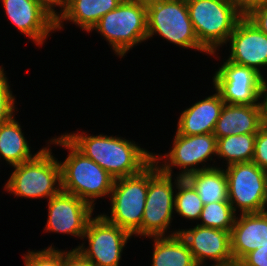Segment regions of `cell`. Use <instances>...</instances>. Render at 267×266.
<instances>
[{"label": "cell", "mask_w": 267, "mask_h": 266, "mask_svg": "<svg viewBox=\"0 0 267 266\" xmlns=\"http://www.w3.org/2000/svg\"><path fill=\"white\" fill-rule=\"evenodd\" d=\"M62 135L115 179L137 175L153 162V153L123 137L84 132Z\"/></svg>", "instance_id": "cell-1"}, {"label": "cell", "mask_w": 267, "mask_h": 266, "mask_svg": "<svg viewBox=\"0 0 267 266\" xmlns=\"http://www.w3.org/2000/svg\"><path fill=\"white\" fill-rule=\"evenodd\" d=\"M49 141L69 150L67 158L59 162L62 191L79 197L93 208L96 198L110 196L115 182L114 177L96 162L84 156L63 135Z\"/></svg>", "instance_id": "cell-2"}, {"label": "cell", "mask_w": 267, "mask_h": 266, "mask_svg": "<svg viewBox=\"0 0 267 266\" xmlns=\"http://www.w3.org/2000/svg\"><path fill=\"white\" fill-rule=\"evenodd\" d=\"M92 30L105 38L117 56L124 57L134 46L147 40L146 0H123L89 32Z\"/></svg>", "instance_id": "cell-3"}, {"label": "cell", "mask_w": 267, "mask_h": 266, "mask_svg": "<svg viewBox=\"0 0 267 266\" xmlns=\"http://www.w3.org/2000/svg\"><path fill=\"white\" fill-rule=\"evenodd\" d=\"M4 188L15 196L24 198H48L62 191L61 167L48 147L31 160L13 166Z\"/></svg>", "instance_id": "cell-4"}, {"label": "cell", "mask_w": 267, "mask_h": 266, "mask_svg": "<svg viewBox=\"0 0 267 266\" xmlns=\"http://www.w3.org/2000/svg\"><path fill=\"white\" fill-rule=\"evenodd\" d=\"M186 4L199 43L210 56L216 55L243 16L227 0H186Z\"/></svg>", "instance_id": "cell-5"}, {"label": "cell", "mask_w": 267, "mask_h": 266, "mask_svg": "<svg viewBox=\"0 0 267 266\" xmlns=\"http://www.w3.org/2000/svg\"><path fill=\"white\" fill-rule=\"evenodd\" d=\"M147 39L158 34L182 48L210 53L199 43L186 0H146Z\"/></svg>", "instance_id": "cell-6"}, {"label": "cell", "mask_w": 267, "mask_h": 266, "mask_svg": "<svg viewBox=\"0 0 267 266\" xmlns=\"http://www.w3.org/2000/svg\"><path fill=\"white\" fill-rule=\"evenodd\" d=\"M150 181V165L141 173L115 179L110 194V216L101 214L107 221L141 236V222Z\"/></svg>", "instance_id": "cell-7"}, {"label": "cell", "mask_w": 267, "mask_h": 266, "mask_svg": "<svg viewBox=\"0 0 267 266\" xmlns=\"http://www.w3.org/2000/svg\"><path fill=\"white\" fill-rule=\"evenodd\" d=\"M172 176L162 172L153 161L150 164V181L148 183L145 209L141 222V236H166L174 212V185ZM175 183V184H173Z\"/></svg>", "instance_id": "cell-8"}, {"label": "cell", "mask_w": 267, "mask_h": 266, "mask_svg": "<svg viewBox=\"0 0 267 266\" xmlns=\"http://www.w3.org/2000/svg\"><path fill=\"white\" fill-rule=\"evenodd\" d=\"M212 78L225 104L265 105L267 81L253 68L226 59Z\"/></svg>", "instance_id": "cell-9"}, {"label": "cell", "mask_w": 267, "mask_h": 266, "mask_svg": "<svg viewBox=\"0 0 267 266\" xmlns=\"http://www.w3.org/2000/svg\"><path fill=\"white\" fill-rule=\"evenodd\" d=\"M172 149L164 155L165 160L160 164L159 160H163L162 155L153 154V161L158 168L169 175H172V167L181 168V172L177 174L180 178L187 175L215 168L217 166H206L205 163L212 160L216 154L217 139L213 133L200 135H181L175 132ZM205 162V163H204ZM159 163V164H158ZM204 165H203V164ZM201 164L202 167L197 165Z\"/></svg>", "instance_id": "cell-10"}, {"label": "cell", "mask_w": 267, "mask_h": 266, "mask_svg": "<svg viewBox=\"0 0 267 266\" xmlns=\"http://www.w3.org/2000/svg\"><path fill=\"white\" fill-rule=\"evenodd\" d=\"M224 169L228 180V201L235 213L266 211V171L254 162L235 163Z\"/></svg>", "instance_id": "cell-11"}, {"label": "cell", "mask_w": 267, "mask_h": 266, "mask_svg": "<svg viewBox=\"0 0 267 266\" xmlns=\"http://www.w3.org/2000/svg\"><path fill=\"white\" fill-rule=\"evenodd\" d=\"M132 235L119 226L107 221L101 214L92 217L86 227L83 239L88 240L74 248L92 266H119L121 254Z\"/></svg>", "instance_id": "cell-12"}, {"label": "cell", "mask_w": 267, "mask_h": 266, "mask_svg": "<svg viewBox=\"0 0 267 266\" xmlns=\"http://www.w3.org/2000/svg\"><path fill=\"white\" fill-rule=\"evenodd\" d=\"M94 209L79 197L61 191L48 200V218L44 230L83 239Z\"/></svg>", "instance_id": "cell-13"}, {"label": "cell", "mask_w": 267, "mask_h": 266, "mask_svg": "<svg viewBox=\"0 0 267 266\" xmlns=\"http://www.w3.org/2000/svg\"><path fill=\"white\" fill-rule=\"evenodd\" d=\"M178 234L188 245L198 266H203L208 259L214 261L211 266L236 265L231 251L229 231L196 225L189 229H179Z\"/></svg>", "instance_id": "cell-14"}, {"label": "cell", "mask_w": 267, "mask_h": 266, "mask_svg": "<svg viewBox=\"0 0 267 266\" xmlns=\"http://www.w3.org/2000/svg\"><path fill=\"white\" fill-rule=\"evenodd\" d=\"M227 42L231 52L227 59L256 70L263 77L261 67L267 66V35L246 16L237 23Z\"/></svg>", "instance_id": "cell-15"}, {"label": "cell", "mask_w": 267, "mask_h": 266, "mask_svg": "<svg viewBox=\"0 0 267 266\" xmlns=\"http://www.w3.org/2000/svg\"><path fill=\"white\" fill-rule=\"evenodd\" d=\"M5 13L13 25L36 45H43L56 31V19L33 0H2Z\"/></svg>", "instance_id": "cell-16"}, {"label": "cell", "mask_w": 267, "mask_h": 266, "mask_svg": "<svg viewBox=\"0 0 267 266\" xmlns=\"http://www.w3.org/2000/svg\"><path fill=\"white\" fill-rule=\"evenodd\" d=\"M265 124V105L224 104L213 134L216 139L239 134H257Z\"/></svg>", "instance_id": "cell-17"}, {"label": "cell", "mask_w": 267, "mask_h": 266, "mask_svg": "<svg viewBox=\"0 0 267 266\" xmlns=\"http://www.w3.org/2000/svg\"><path fill=\"white\" fill-rule=\"evenodd\" d=\"M236 216L231 230V251L235 264L245 255L267 244V211Z\"/></svg>", "instance_id": "cell-18"}, {"label": "cell", "mask_w": 267, "mask_h": 266, "mask_svg": "<svg viewBox=\"0 0 267 266\" xmlns=\"http://www.w3.org/2000/svg\"><path fill=\"white\" fill-rule=\"evenodd\" d=\"M216 93L194 103L181 112L177 133L181 135H200L213 133L216 122L225 104L220 93Z\"/></svg>", "instance_id": "cell-19"}, {"label": "cell", "mask_w": 267, "mask_h": 266, "mask_svg": "<svg viewBox=\"0 0 267 266\" xmlns=\"http://www.w3.org/2000/svg\"><path fill=\"white\" fill-rule=\"evenodd\" d=\"M123 0H64L56 30H61L63 21H70L89 32L108 12L117 8Z\"/></svg>", "instance_id": "cell-20"}, {"label": "cell", "mask_w": 267, "mask_h": 266, "mask_svg": "<svg viewBox=\"0 0 267 266\" xmlns=\"http://www.w3.org/2000/svg\"><path fill=\"white\" fill-rule=\"evenodd\" d=\"M179 230L166 236H153L151 266H198Z\"/></svg>", "instance_id": "cell-21"}, {"label": "cell", "mask_w": 267, "mask_h": 266, "mask_svg": "<svg viewBox=\"0 0 267 266\" xmlns=\"http://www.w3.org/2000/svg\"><path fill=\"white\" fill-rule=\"evenodd\" d=\"M13 116L0 124V158L13 166L33 159L42 149L34 155L31 153L29 143L22 133L20 123Z\"/></svg>", "instance_id": "cell-22"}, {"label": "cell", "mask_w": 267, "mask_h": 266, "mask_svg": "<svg viewBox=\"0 0 267 266\" xmlns=\"http://www.w3.org/2000/svg\"><path fill=\"white\" fill-rule=\"evenodd\" d=\"M185 179L196 190L203 205L228 201V180L223 167L194 172Z\"/></svg>", "instance_id": "cell-23"}, {"label": "cell", "mask_w": 267, "mask_h": 266, "mask_svg": "<svg viewBox=\"0 0 267 266\" xmlns=\"http://www.w3.org/2000/svg\"><path fill=\"white\" fill-rule=\"evenodd\" d=\"M256 134H239L217 139L216 156L225 159L226 166L252 162Z\"/></svg>", "instance_id": "cell-24"}, {"label": "cell", "mask_w": 267, "mask_h": 266, "mask_svg": "<svg viewBox=\"0 0 267 266\" xmlns=\"http://www.w3.org/2000/svg\"><path fill=\"white\" fill-rule=\"evenodd\" d=\"M175 187L174 210L176 213L188 220H199L203 203L196 190L185 178L178 176Z\"/></svg>", "instance_id": "cell-25"}, {"label": "cell", "mask_w": 267, "mask_h": 266, "mask_svg": "<svg viewBox=\"0 0 267 266\" xmlns=\"http://www.w3.org/2000/svg\"><path fill=\"white\" fill-rule=\"evenodd\" d=\"M236 215L229 201L209 203L203 205L197 225L231 232Z\"/></svg>", "instance_id": "cell-26"}, {"label": "cell", "mask_w": 267, "mask_h": 266, "mask_svg": "<svg viewBox=\"0 0 267 266\" xmlns=\"http://www.w3.org/2000/svg\"><path fill=\"white\" fill-rule=\"evenodd\" d=\"M24 266H61V250L50 245L46 249L24 254Z\"/></svg>", "instance_id": "cell-27"}, {"label": "cell", "mask_w": 267, "mask_h": 266, "mask_svg": "<svg viewBox=\"0 0 267 266\" xmlns=\"http://www.w3.org/2000/svg\"><path fill=\"white\" fill-rule=\"evenodd\" d=\"M4 68L0 70V124L8 121L14 116L15 97L10 90L8 79Z\"/></svg>", "instance_id": "cell-28"}, {"label": "cell", "mask_w": 267, "mask_h": 266, "mask_svg": "<svg viewBox=\"0 0 267 266\" xmlns=\"http://www.w3.org/2000/svg\"><path fill=\"white\" fill-rule=\"evenodd\" d=\"M252 162L256 163L261 169L267 171V124L265 123L255 138L254 157Z\"/></svg>", "instance_id": "cell-29"}, {"label": "cell", "mask_w": 267, "mask_h": 266, "mask_svg": "<svg viewBox=\"0 0 267 266\" xmlns=\"http://www.w3.org/2000/svg\"><path fill=\"white\" fill-rule=\"evenodd\" d=\"M238 266H267V244L245 255Z\"/></svg>", "instance_id": "cell-30"}, {"label": "cell", "mask_w": 267, "mask_h": 266, "mask_svg": "<svg viewBox=\"0 0 267 266\" xmlns=\"http://www.w3.org/2000/svg\"><path fill=\"white\" fill-rule=\"evenodd\" d=\"M246 17L267 35V1L253 9Z\"/></svg>", "instance_id": "cell-31"}, {"label": "cell", "mask_w": 267, "mask_h": 266, "mask_svg": "<svg viewBox=\"0 0 267 266\" xmlns=\"http://www.w3.org/2000/svg\"><path fill=\"white\" fill-rule=\"evenodd\" d=\"M61 266H92L77 250H61Z\"/></svg>", "instance_id": "cell-32"}, {"label": "cell", "mask_w": 267, "mask_h": 266, "mask_svg": "<svg viewBox=\"0 0 267 266\" xmlns=\"http://www.w3.org/2000/svg\"><path fill=\"white\" fill-rule=\"evenodd\" d=\"M242 16H247L253 9L267 0H227Z\"/></svg>", "instance_id": "cell-33"}, {"label": "cell", "mask_w": 267, "mask_h": 266, "mask_svg": "<svg viewBox=\"0 0 267 266\" xmlns=\"http://www.w3.org/2000/svg\"><path fill=\"white\" fill-rule=\"evenodd\" d=\"M40 4L43 8H45L55 19H57L63 9L64 0H33ZM61 9L60 12H56L54 7H58Z\"/></svg>", "instance_id": "cell-34"}, {"label": "cell", "mask_w": 267, "mask_h": 266, "mask_svg": "<svg viewBox=\"0 0 267 266\" xmlns=\"http://www.w3.org/2000/svg\"><path fill=\"white\" fill-rule=\"evenodd\" d=\"M264 103H265V123L267 124V94L264 99Z\"/></svg>", "instance_id": "cell-35"}, {"label": "cell", "mask_w": 267, "mask_h": 266, "mask_svg": "<svg viewBox=\"0 0 267 266\" xmlns=\"http://www.w3.org/2000/svg\"><path fill=\"white\" fill-rule=\"evenodd\" d=\"M266 187H267V171H266ZM266 208H267V188H266Z\"/></svg>", "instance_id": "cell-36"}]
</instances>
